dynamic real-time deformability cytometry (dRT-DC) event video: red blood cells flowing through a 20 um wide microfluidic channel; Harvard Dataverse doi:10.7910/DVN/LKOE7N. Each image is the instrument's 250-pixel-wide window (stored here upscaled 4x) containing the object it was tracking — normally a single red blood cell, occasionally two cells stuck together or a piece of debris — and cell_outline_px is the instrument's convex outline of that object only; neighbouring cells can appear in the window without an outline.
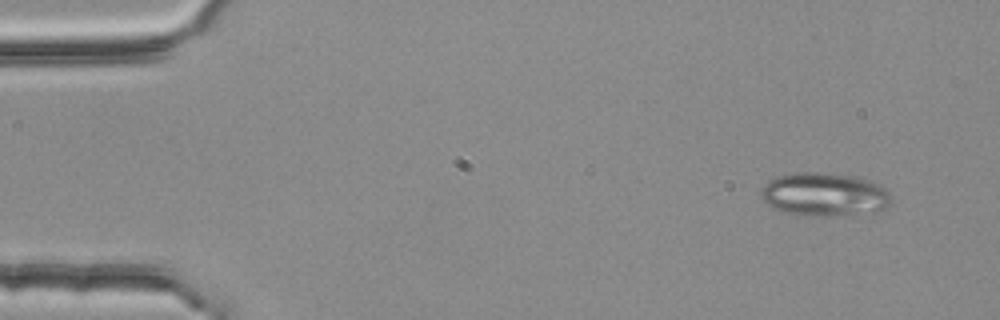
{"species": "common noctule bat (a hibernating species)", "species_latin": "Nyctalus noctula", "temperature_condition": "room temperature", "stored_images_in_passage": 5, "camera_frame_rate_fps": 3000, "um_per_image_px": 0.085, "animal": {"sex": "female", "body_mass_g": 25.1}, "frame": {"image": 1, "passage_image": 1, "time_ms": 0.0, "image_size_px": [1000, 320], "cell_outline_px": [[892, 204], [876, 212], [804, 216], [784, 212], [768, 204], [760, 196], [760, 188], [768, 180], [776, 176], [800, 172], [828, 172], [856, 176], [880, 184], [888, 192], [892, 200]], "centroid_in_image_um": [70.06, 16.5], "position_along_channel_um": 14.9, "area_um2": 33.06}}